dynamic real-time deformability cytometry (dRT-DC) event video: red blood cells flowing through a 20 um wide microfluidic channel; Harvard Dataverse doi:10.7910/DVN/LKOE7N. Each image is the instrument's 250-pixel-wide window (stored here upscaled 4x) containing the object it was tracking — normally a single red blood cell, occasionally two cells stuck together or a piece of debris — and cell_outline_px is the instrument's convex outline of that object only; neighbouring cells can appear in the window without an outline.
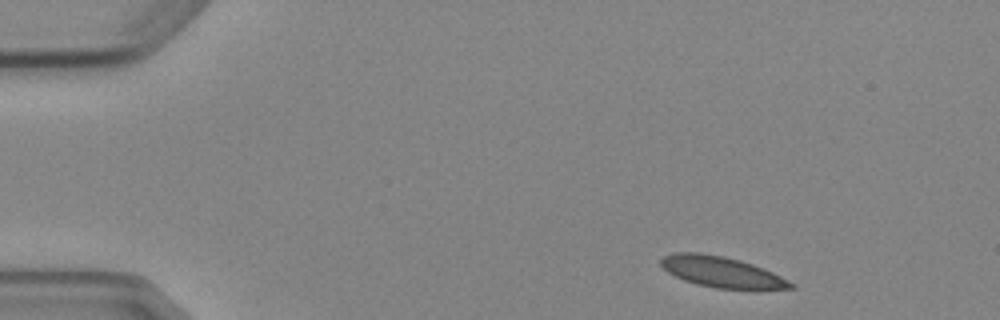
{"species": "Egyptian fruit bat (a non-hibernating species)", "species_latin": "Rousettus aegyptiacus", "temperature_condition": "cold", "stored_images_in_passage": 5, "camera_frame_rate_fps": 3000, "um_per_image_px": 0.085, "animal": {"sex": "female"}, "frame": {"image": 1, "passage_image": 1, "time_ms": 0.0, "image_size_px": [1000, 320], "cell_outline_px": [[796, 288], [716, 288], [696, 284], [684, 280], [668, 272], [660, 264], [660, 260], [664, 256], [676, 252], [700, 252], [724, 256], [740, 260], [764, 268], [796, 284]], "centroid_in_image_um": [61.31, 23.09], "position_along_channel_um": 23.7, "area_um2": 23.0}}
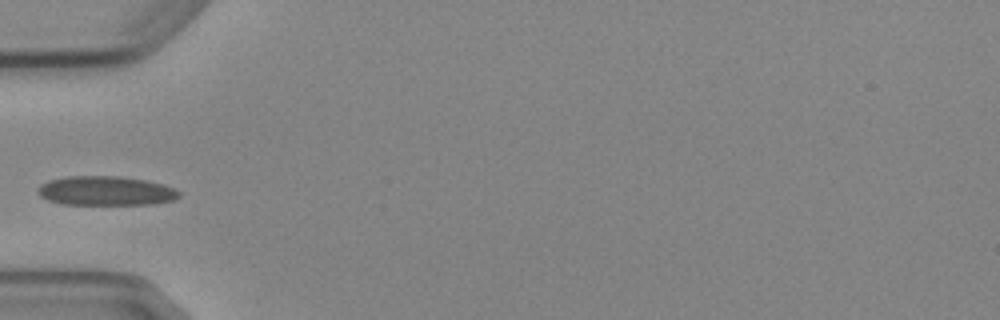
{"frame": {"image": 2, "passage_image": 4, "time_ms": 3.667, "image_size_px": [1000, 320], "cell_outline_px": [[180, 196], [172, 200], [152, 204], [60, 204], [48, 200], [40, 196], [36, 192], [36, 188], [40, 184], [48, 180], [64, 176], [120, 176], [144, 180], [164, 184], [180, 192]], "centroid_in_image_um": [8.92, 16.21], "position_along_channel_um": 76.1, "area_um2": 24.22}}
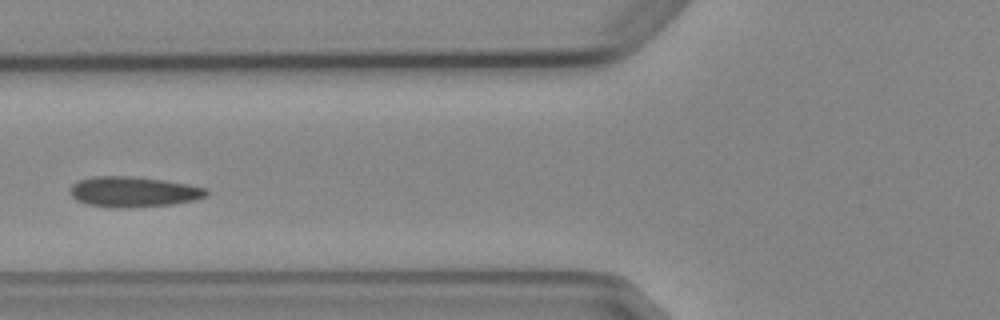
{"frame": {"image": 3, "passage_image": 5, "time_ms": 4.667, "image_size_px": [1000, 320], "cell_outline_px": [[208, 196], [196, 200], [172, 204], [132, 208], [112, 208], [88, 204], [76, 200], [68, 192], [72, 184], [76, 180], [92, 176], [132, 176], [164, 180], [188, 184], [208, 188]], "centroid_in_image_um": [11.33, 16.3], "position_along_channel_um": 114.5, "area_um2": 24.62}}